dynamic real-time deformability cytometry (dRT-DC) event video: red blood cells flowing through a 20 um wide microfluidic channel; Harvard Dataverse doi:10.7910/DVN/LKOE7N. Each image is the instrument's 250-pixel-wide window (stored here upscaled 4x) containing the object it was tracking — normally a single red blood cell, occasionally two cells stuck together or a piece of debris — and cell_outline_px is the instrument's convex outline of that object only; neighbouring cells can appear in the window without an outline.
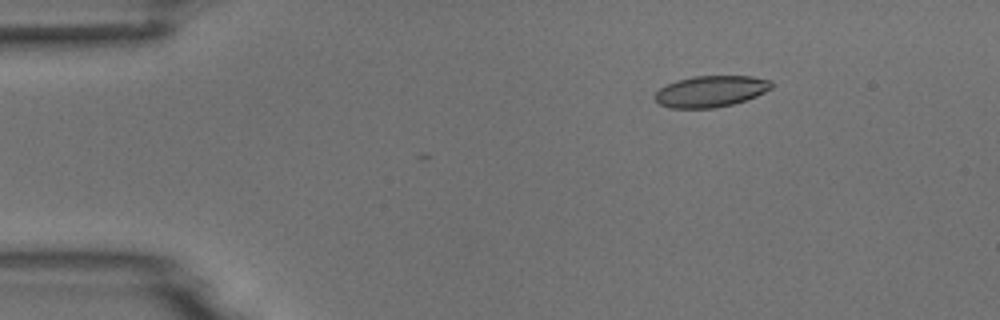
{"species": "common noctule bat (a hibernating species)", "species_latin": "Nyctalus noctula", "temperature_condition": "room temperature", "stored_images_in_passage": 2, "camera_frame_rate_fps": 3000, "um_per_image_px": 0.085, "animal": {"sex": "male", "body_mass_g": 18.8}, "frame": {"image": 1, "passage_image": 2, "time_ms": 1.0, "image_size_px": [1000, 320], "cell_outline_px": [[772, 88], [756, 96], [732, 104], [716, 108], [672, 108], [660, 104], [656, 100], [656, 92], [660, 88], [676, 80], [692, 76], [752, 76], [772, 80]], "centroid_in_image_um": [60.44, 7.75], "position_along_channel_um": 24.6, "area_um2": 21.15}}